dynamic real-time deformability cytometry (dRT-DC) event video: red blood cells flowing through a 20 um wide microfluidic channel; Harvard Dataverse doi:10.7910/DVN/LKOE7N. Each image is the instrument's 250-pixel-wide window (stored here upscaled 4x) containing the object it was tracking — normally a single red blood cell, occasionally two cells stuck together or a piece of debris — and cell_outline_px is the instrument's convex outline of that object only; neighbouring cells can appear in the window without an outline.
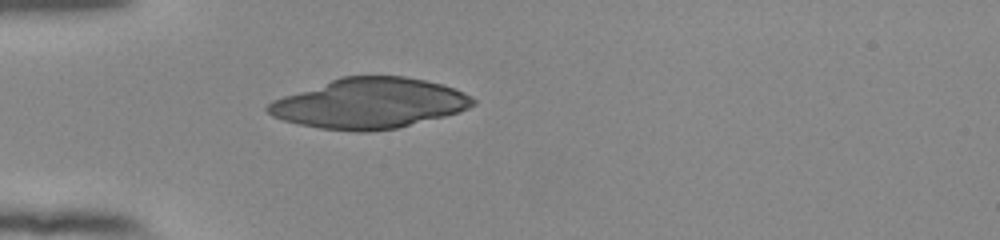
{"species": "human", "species_latin": "Homo sapiens", "temperature_condition": "room temperature", "stored_images_in_passage": 38, "camera_frame_rate_fps": 3000, "um_per_image_px": 0.085, "donor": {"sex": "female"}, "frame": {"image": 1, "passage_image": 1, "time_ms": 0.0, "image_size_px": [1000, 240], "cell_outline_px": [[476, 104], [460, 112], [396, 128], [368, 132], [356, 132], [320, 128], [300, 124], [284, 120], [272, 116], [264, 108], [272, 100], [340, 76], [404, 76], [424, 80], [440, 84], [464, 92], [472, 96], [476, 100]], "centroid_in_image_um": [31.4, 8.78], "position_along_channel_um": 53.6, "area_um2": 59.88}}
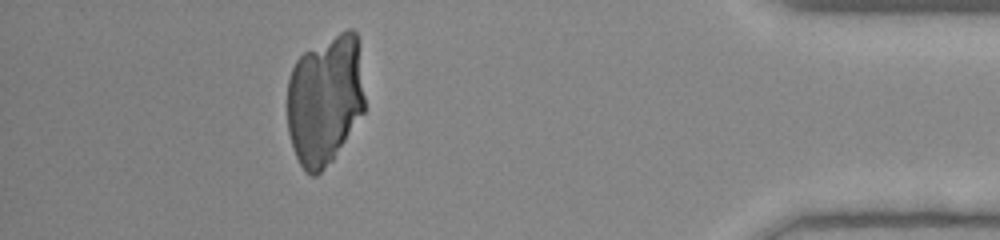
{"frame": {"image": 2, "passage_image": 33, "time_ms": 10.667, "image_size_px": [1000, 240], "cell_outline_px": [[364, 112], [332, 160], [316, 176], [312, 176], [304, 172], [296, 156], [288, 132], [288, 80], [292, 68], [296, 60], [304, 52], [340, 32], [348, 28], [352, 28], [356, 32], [360, 40], [364, 96]], "centroid_in_image_um": [27.64, 8.45], "position_along_channel_um": 407.6, "area_um2": 59.25}}